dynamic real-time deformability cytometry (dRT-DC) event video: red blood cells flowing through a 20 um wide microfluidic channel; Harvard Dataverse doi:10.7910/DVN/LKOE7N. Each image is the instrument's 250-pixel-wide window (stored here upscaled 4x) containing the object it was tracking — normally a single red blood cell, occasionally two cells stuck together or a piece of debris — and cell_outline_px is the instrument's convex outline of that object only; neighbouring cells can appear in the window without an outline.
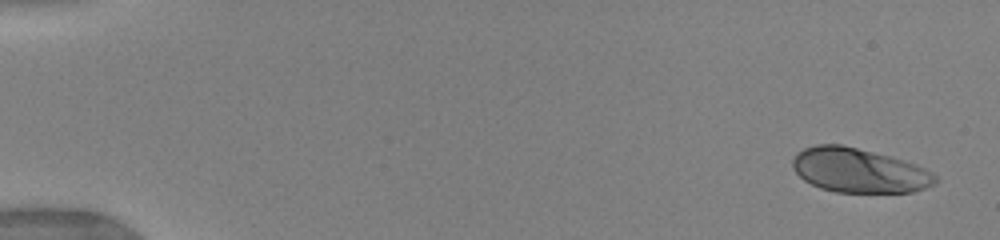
{"species": "human", "species_latin": "Homo sapiens", "temperature_condition": "warm", "stored_images_in_passage": 30, "camera_frame_rate_fps": 3000, "um_per_image_px": 0.085, "donor": {"sex": "female"}, "frame": {"image": 1, "passage_image": 1, "time_ms": 0.0, "image_size_px": [1000, 240], "cell_outline_px": [[940, 180], [936, 184], [912, 192], [836, 192], [820, 188], [804, 180], [792, 168], [792, 160], [796, 152], [804, 148], [816, 144], [840, 144], [888, 156], [916, 164], [932, 172]], "centroid_in_image_um": [73.0, 14.49], "position_along_channel_um": 12.0, "area_um2": 36.82}}
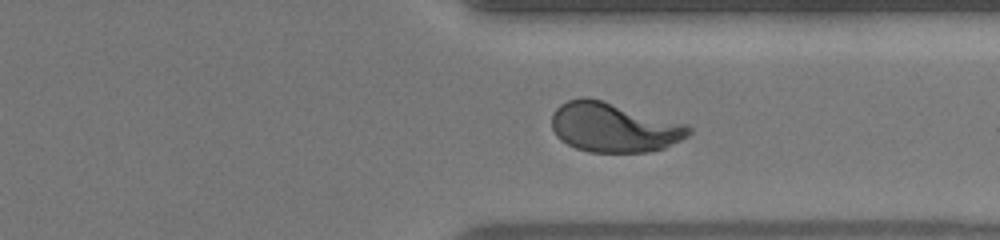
{"frame": {"image": 2, "passage_image": 24, "time_ms": 12.333, "image_size_px": [1000, 240], "cell_outline_px": [[692, 132], [688, 136], [664, 148], [648, 152], [588, 152], [576, 148], [560, 140], [556, 136], [552, 128], [552, 112], [560, 104], [568, 100], [580, 96], [588, 96], [688, 124], [692, 128]], "centroid_in_image_um": [52.16, 10.81], "position_along_channel_um": 359.2, "area_um2": 39.88}}
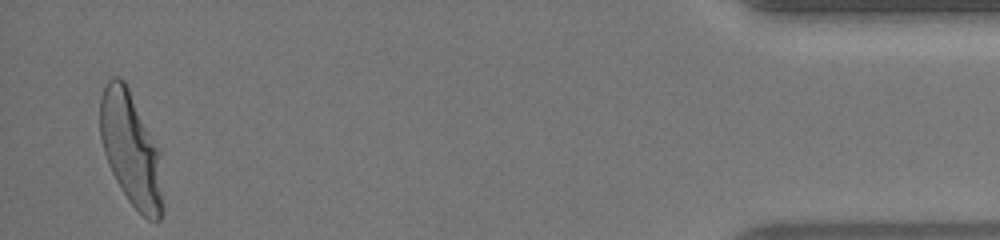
{"frame": {"image": 3, "passage_image": 30, "time_ms": 15.667, "image_size_px": [1000, 240], "cell_outline_px": [[160, 220], [156, 224], [148, 220], [128, 200], [116, 180], [108, 164], [104, 152], [100, 136], [100, 100], [104, 88], [108, 80], [112, 76], [120, 76], [124, 80], [160, 148]], "centroid_in_image_um": [11.1, 12.62], "position_along_channel_um": 424.1, "area_um2": 41.04}, "authors_computed_cell_mechanics": {"area_um2": 38.8705, "velocity_mm_per_s": 4.0304, "shape_relaxation_time_tau1_ms": 2.9327, "shape_relaxation_time_tau2_ms": null, "deformation_change_tau1": 0.1404, "deformation_change_tau2": null}}